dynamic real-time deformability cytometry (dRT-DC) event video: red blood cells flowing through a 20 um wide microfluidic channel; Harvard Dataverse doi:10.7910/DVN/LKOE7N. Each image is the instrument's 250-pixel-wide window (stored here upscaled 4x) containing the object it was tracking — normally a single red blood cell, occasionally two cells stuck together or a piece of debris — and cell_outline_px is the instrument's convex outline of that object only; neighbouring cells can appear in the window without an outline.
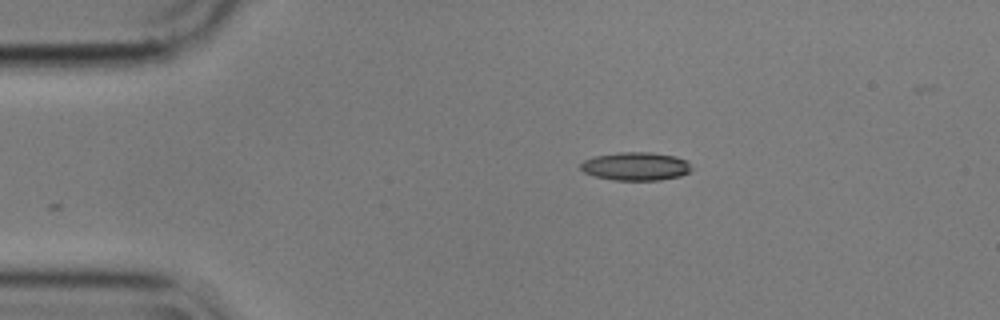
{"species": "common noctule bat (a hibernating species)", "species_latin": "Nyctalus noctula", "temperature_condition": "cold", "stored_images_in_passage": 46, "camera_frame_rate_fps": 3000, "um_per_image_px": 0.085, "animal": {"sex": "male", "body_mass_g": 17.9}, "frame": {"image": 1, "passage_image": 1, "time_ms": 0.0, "image_size_px": [1000, 320], "cell_outline_px": [[692, 172], [680, 176], [660, 180], [612, 180], [596, 176], [584, 172], [580, 168], [580, 164], [584, 160], [592, 156], [620, 152], [652, 152], [676, 156], [684, 160], [692, 168]], "centroid_in_image_um": [54.03, 14.13], "position_along_channel_um": 31.0, "area_um2": 18.38}}
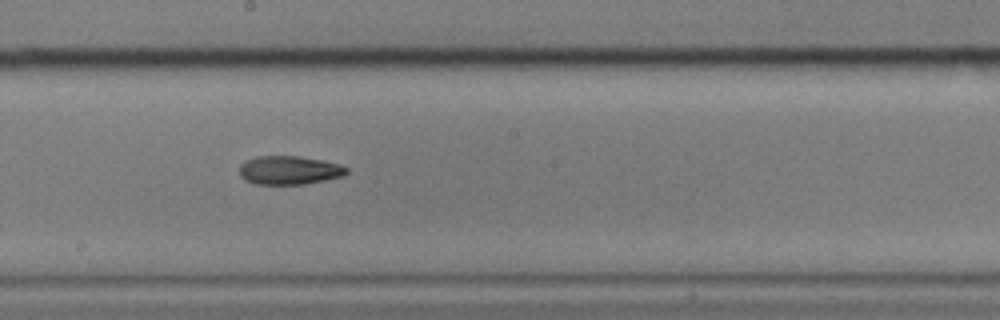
{"frame": {"image": 2, "passage_image": 21, "time_ms": 6.667, "image_size_px": [1000, 320], "cell_outline_px": [[348, 172], [344, 176], [304, 184], [256, 184], [244, 180], [240, 176], [240, 164], [244, 160], [256, 156], [296, 156], [324, 160], [340, 164], [348, 168]], "centroid_in_image_um": [24.58, 14.46], "position_along_channel_um": 223.6, "area_um2": 18.03}}
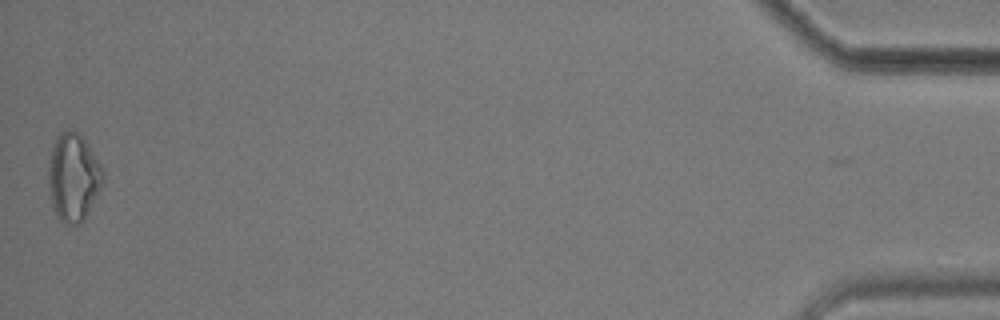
{"frame": {"image": 3, "passage_image": 46, "time_ms": 15.0, "image_size_px": [1000, 320], "cell_outline_px": [[104, 180], [84, 220], [80, 224], [64, 224], [56, 216], [52, 208], [48, 188], [48, 168], [52, 148], [56, 136], [64, 128], [72, 128], [84, 140], [100, 164], [104, 172]], "centroid_in_image_um": [6.2, 15.08], "position_along_channel_um": 429.0, "area_um2": 28.03}, "authors_computed_cell_mechanics": {"area_um2": 18.4671, "velocity_mm_per_s": 3.582, "shape_relaxation_time_tau1_ms": 7.3699, "shape_relaxation_time_tau2_ms": 3.3764, "deformation_change_tau1": 0.1816, "deformation_change_tau2": 0.1056}}